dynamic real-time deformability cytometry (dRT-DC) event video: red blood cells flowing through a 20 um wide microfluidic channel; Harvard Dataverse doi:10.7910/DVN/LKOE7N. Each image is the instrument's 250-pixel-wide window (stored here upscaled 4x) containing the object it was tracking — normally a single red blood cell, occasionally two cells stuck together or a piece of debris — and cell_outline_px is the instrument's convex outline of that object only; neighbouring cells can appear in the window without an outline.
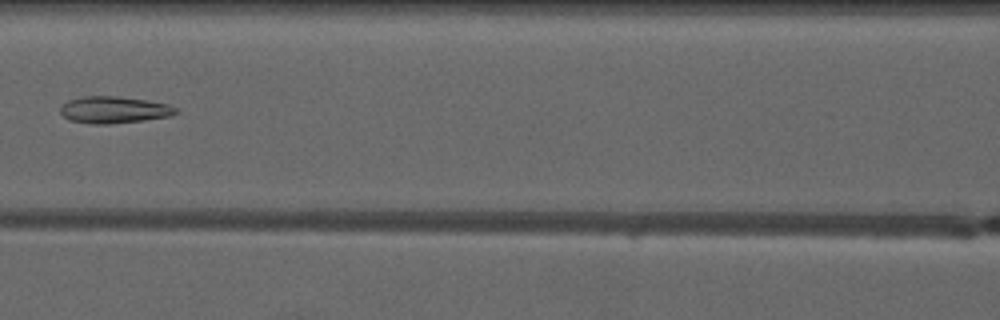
{"species": "common noctule bat (a hibernating species)", "species_latin": "Nyctalus noctula", "temperature_condition": "warm", "stored_images_in_passage": 3, "camera_frame_rate_fps": 3000, "um_per_image_px": 0.085, "animal": {"sex": "male", "forearm_length_mm": 52.5}, "frame": {"image": 1, "passage_image": 3, "time_ms": 2.0, "image_size_px": [1000, 320], "cell_outline_px": [[180, 112], [172, 116], [144, 120], [108, 124], [92, 124], [68, 120], [60, 112], [60, 104], [68, 100], [84, 96], [116, 96], [148, 100], [168, 104], [176, 108]], "centroid_in_image_um": [9.69, 9.33], "position_along_channel_um": 156.9, "area_um2": 18.26}}